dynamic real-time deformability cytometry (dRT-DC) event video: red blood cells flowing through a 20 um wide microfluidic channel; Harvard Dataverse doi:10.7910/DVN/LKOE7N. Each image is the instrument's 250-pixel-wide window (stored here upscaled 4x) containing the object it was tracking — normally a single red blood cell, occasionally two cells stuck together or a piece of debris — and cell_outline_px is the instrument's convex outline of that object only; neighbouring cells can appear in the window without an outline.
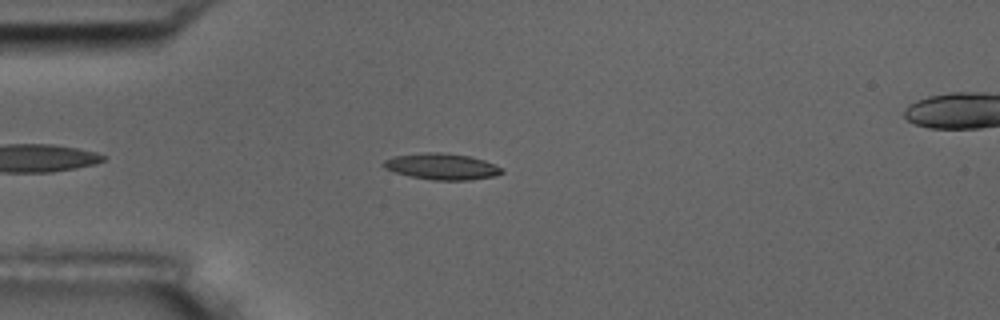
{"species": "common noctule bat (a hibernating species)", "species_latin": "Nyctalus noctula", "temperature_condition": "room temperature", "stored_images_in_passage": 7, "camera_frame_rate_fps": 3000, "um_per_image_px": 0.085, "animal": {"sex": "male", "body_mass_g": 17.5, "forearm_length_mm": 52.3}, "frame": {"image": 1, "passage_image": 5, "time_ms": 1.333, "image_size_px": [1000, 320], "cell_outline_px": [[504, 172], [496, 176], [468, 180], [432, 180], [412, 176], [396, 172], [384, 168], [380, 164], [384, 160], [392, 156], [424, 152], [440, 152], [468, 156], [484, 160], [496, 164], [504, 168]], "centroid_in_image_um": [37.57, 14.15], "position_along_channel_um": 47.4, "area_um2": 18.21}}